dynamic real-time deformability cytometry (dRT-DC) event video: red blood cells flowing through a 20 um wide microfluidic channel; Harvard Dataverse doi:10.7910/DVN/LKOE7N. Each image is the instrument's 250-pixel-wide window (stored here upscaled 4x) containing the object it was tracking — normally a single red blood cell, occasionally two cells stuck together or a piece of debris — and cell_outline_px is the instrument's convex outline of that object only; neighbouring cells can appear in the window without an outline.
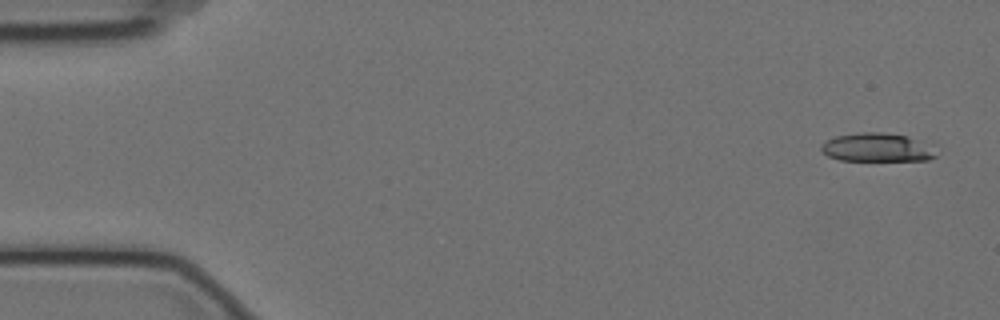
{"species": "Egyptian fruit bat (a non-hibernating species)", "species_latin": "Rousettus aegyptiacus", "temperature_condition": "cold", "stored_images_in_passage": 5, "camera_frame_rate_fps": 3000, "um_per_image_px": 0.085, "animal": {"sex": "female"}, "frame": {"image": 1, "passage_image": 1, "time_ms": 0.0, "image_size_px": [1000, 320], "cell_outline_px": [[936, 156], [928, 160], [840, 160], [828, 156], [820, 152], [820, 144], [836, 136], [860, 132], [884, 132], [908, 136]], "centroid_in_image_um": [74.34, 12.53], "position_along_channel_um": 10.7, "area_um2": 18.38}}
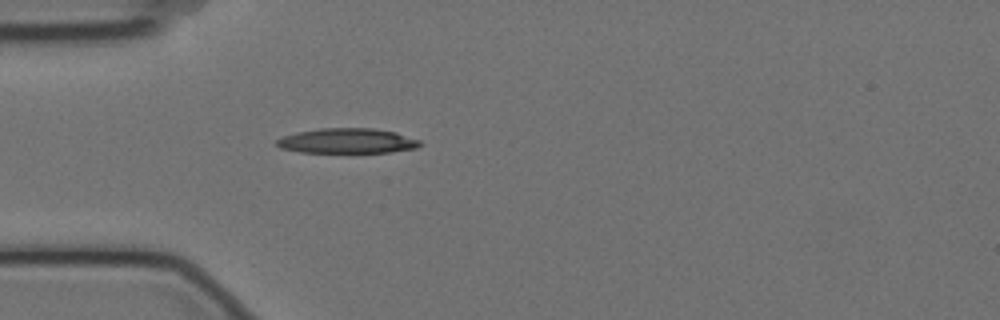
{"frame": {"image": 2, "passage_image": 5, "time_ms": 1.333, "image_size_px": [1000, 320], "cell_outline_px": [[420, 144], [416, 148], [392, 152], [300, 152], [280, 148], [276, 144], [276, 140], [284, 136], [296, 132], [320, 128], [372, 128], [396, 132], [420, 140]], "centroid_in_image_um": [29.51, 11.97], "position_along_channel_um": 55.5, "area_um2": 20.81}}